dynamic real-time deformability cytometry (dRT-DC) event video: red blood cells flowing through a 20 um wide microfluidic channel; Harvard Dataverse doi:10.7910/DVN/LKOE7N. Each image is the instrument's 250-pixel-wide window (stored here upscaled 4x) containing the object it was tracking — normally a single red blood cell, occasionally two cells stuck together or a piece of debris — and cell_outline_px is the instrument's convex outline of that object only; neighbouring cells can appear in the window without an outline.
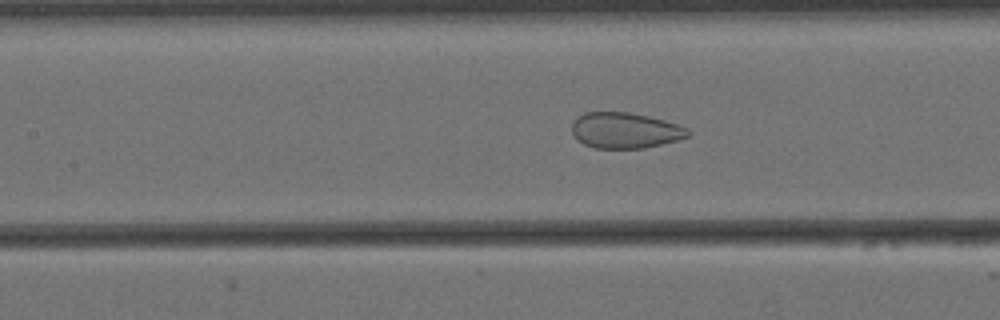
{"species": "Egyptian fruit bat (a non-hibernating species)", "species_latin": "Rousettus aegyptiacus", "temperature_condition": "cold", "stored_images_in_passage": 42, "camera_frame_rate_fps": 3000, "um_per_image_px": 0.085, "animal": {"sex": "female"}, "frame": {"image": 1, "passage_image": 12, "time_ms": 3.667, "image_size_px": [1000, 320], "cell_outline_px": [[692, 132], [688, 136], [676, 140], [644, 148], [596, 148], [584, 144], [572, 132], [572, 120], [576, 116], [584, 112], [628, 112], [648, 116], [664, 120], [688, 128]], "centroid_in_image_um": [53.12, 11.07], "position_along_channel_um": 154.3, "area_um2": 24.1}}
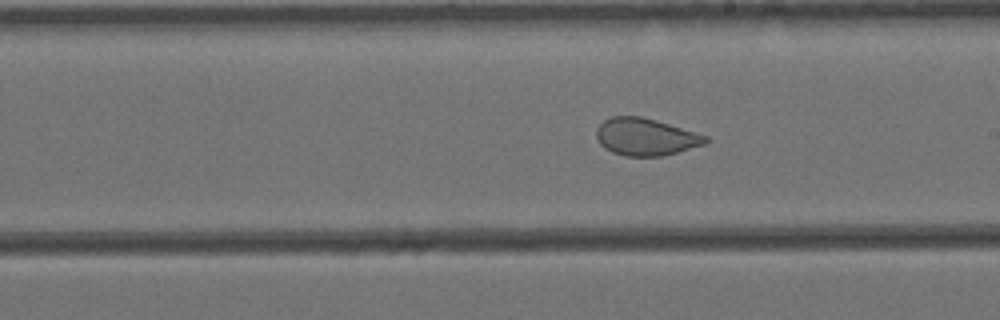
{"frame": {"image": 2, "passage_image": 19, "time_ms": 6.0, "image_size_px": [1000, 320], "cell_outline_px": [[708, 140], [704, 144], [676, 152], [660, 156], [624, 156], [612, 152], [604, 148], [600, 144], [596, 136], [596, 128], [604, 120], [612, 116], [640, 116], [656, 120], [708, 136]], "centroid_in_image_um": [54.84, 11.63], "position_along_channel_um": 234.2, "area_um2": 23.52}}
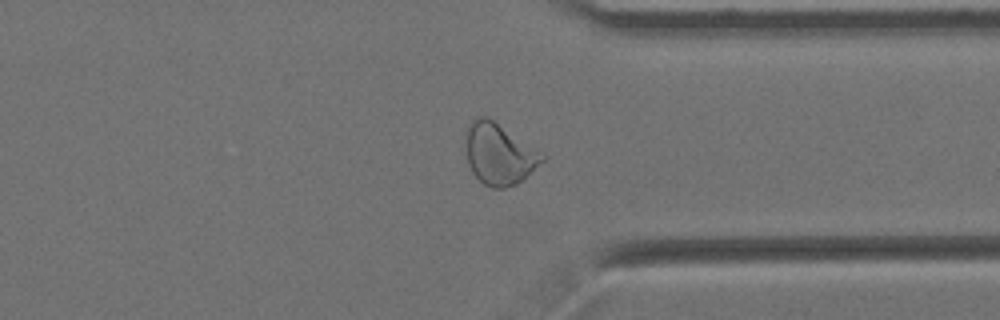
{"frame": {"image": 3, "passage_image": 31, "time_ms": 10.0, "image_size_px": [1000, 320], "cell_outline_px": [[548, 156], [544, 160], [516, 184], [504, 188], [492, 188], [484, 184], [472, 172], [468, 164], [464, 140], [464, 132], [472, 120], [480, 116], [488, 116]], "centroid_in_image_um": [42.39, 13.06], "position_along_channel_um": 369.0, "area_um2": 27.46}}